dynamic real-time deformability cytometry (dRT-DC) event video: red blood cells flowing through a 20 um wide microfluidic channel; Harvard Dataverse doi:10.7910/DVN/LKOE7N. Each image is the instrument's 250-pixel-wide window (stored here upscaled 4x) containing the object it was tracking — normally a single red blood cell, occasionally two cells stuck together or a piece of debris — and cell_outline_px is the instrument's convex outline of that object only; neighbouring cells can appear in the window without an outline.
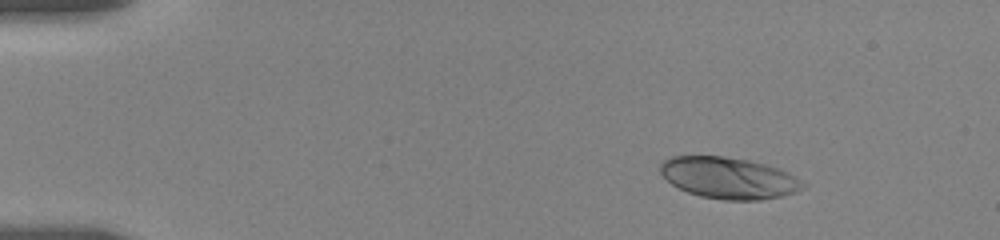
{"species": "human", "species_latin": "Homo sapiens", "temperature_condition": "room temperature", "stored_images_in_passage": 55, "camera_frame_rate_fps": 3000, "um_per_image_px": 0.085, "donor": {"sex": "female"}, "frame": {"image": 1, "passage_image": 7, "time_ms": 2.0, "image_size_px": [1000, 240], "cell_outline_px": [[808, 184], [796, 192], [780, 196], [760, 200], [724, 200], [700, 196], [688, 192], [672, 184], [660, 172], [660, 164], [664, 160], [672, 156], [724, 156], [748, 160], [764, 164], [788, 172]], "centroid_in_image_um": [61.95, 15.13], "position_along_channel_um": 23.1, "area_um2": 34.28}}
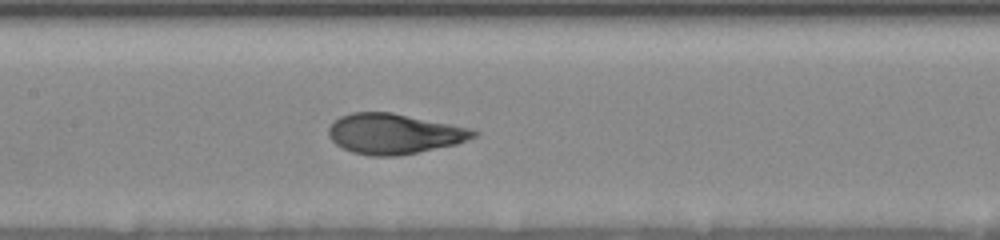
{"frame": {"image": 2, "passage_image": 27, "time_ms": 8.667, "image_size_px": [1000, 240], "cell_outline_px": [[480, 132], [476, 136], [468, 140], [456, 144], [396, 156], [368, 156], [352, 152], [336, 144], [328, 136], [328, 128], [332, 120], [340, 116], [352, 112], [392, 112], [472, 128]], "centroid_in_image_um": [33.49, 11.36], "position_along_channel_um": 173.9, "area_um2": 34.22}}
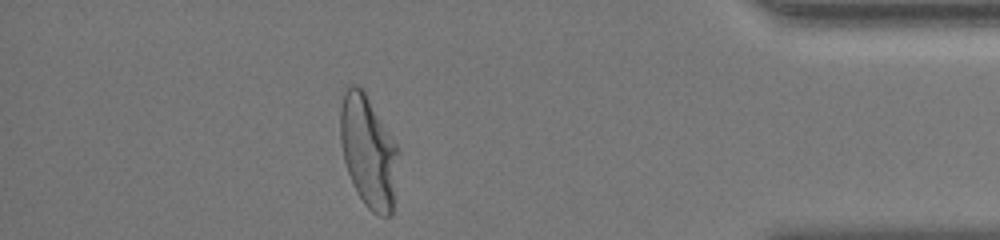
{"frame": {"image": 3, "passage_image": 49, "time_ms": 16.0, "image_size_px": [1000, 240], "cell_outline_px": [[400, 152], [392, 212], [388, 216], [380, 216], [372, 212], [364, 204], [356, 192], [352, 184], [344, 160], [340, 144], [340, 108], [344, 88], [348, 84], [356, 84], [364, 92], [400, 148]], "centroid_in_image_um": [31.31, 12.87], "position_along_channel_um": 403.9, "area_um2": 38.32}, "authors_computed_cell_mechanics": {"area_um2": 34.2176, "velocity_mm_per_s": 3.6061, "shape_relaxation_time_tau1_ms": 4.3242, "shape_relaxation_time_tau2_ms": null, "deformation_change_tau1": 0.217, "deformation_change_tau2": null}}